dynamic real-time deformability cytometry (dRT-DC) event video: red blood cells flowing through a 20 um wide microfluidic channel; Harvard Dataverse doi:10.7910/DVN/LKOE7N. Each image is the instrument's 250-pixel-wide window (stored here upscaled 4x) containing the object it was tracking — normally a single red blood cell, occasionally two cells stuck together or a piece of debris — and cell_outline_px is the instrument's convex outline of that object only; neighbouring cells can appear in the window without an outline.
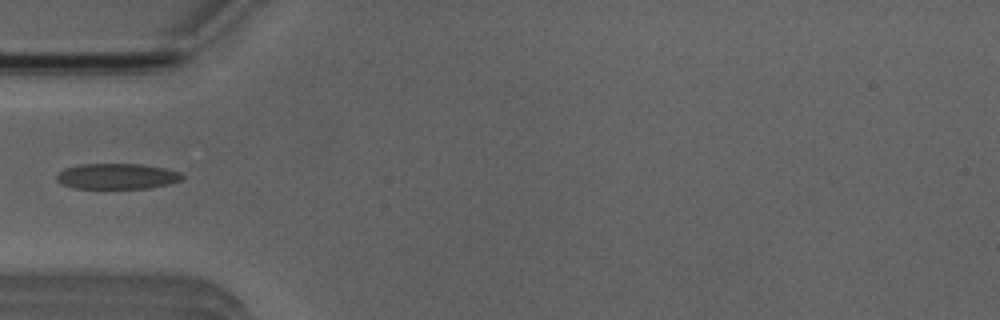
{"species": "Egyptian fruit bat (a non-hibernating species)", "species_latin": "Rousettus aegyptiacus", "temperature_condition": "room temperature", "stored_images_in_passage": 3, "camera_frame_rate_fps": 3000, "um_per_image_px": 0.085, "animal": {"sex": "male"}, "frame": {"image": 1, "passage_image": 3, "time_ms": 2.333, "image_size_px": [1000, 320], "cell_outline_px": [[184, 176], [180, 180], [168, 184], [148, 188], [72, 188], [60, 184], [56, 180], [56, 176], [64, 168], [80, 164], [140, 164], [164, 168], [180, 172]], "centroid_in_image_um": [9.9, 14.98], "position_along_channel_um": 75.1, "area_um2": 18.73}}